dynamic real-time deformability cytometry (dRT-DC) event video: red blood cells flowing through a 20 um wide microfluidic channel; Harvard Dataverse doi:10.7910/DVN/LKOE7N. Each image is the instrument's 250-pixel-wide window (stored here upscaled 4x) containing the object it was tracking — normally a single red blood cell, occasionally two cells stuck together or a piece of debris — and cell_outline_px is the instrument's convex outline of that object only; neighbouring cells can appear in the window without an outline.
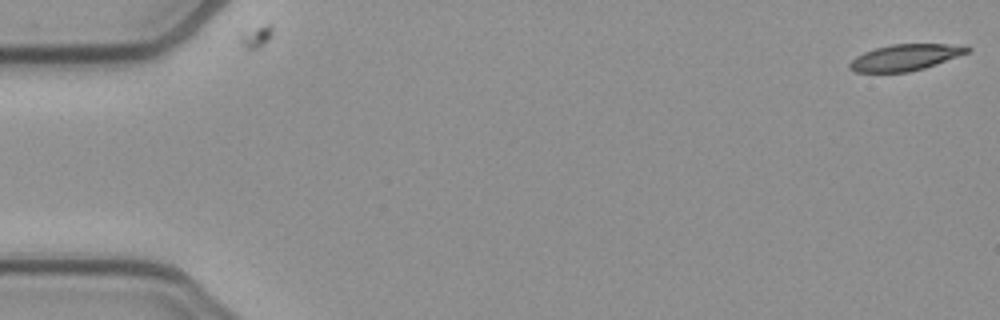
{"species": "common noctule bat (a hibernating species)", "species_latin": "Nyctalus noctula", "temperature_condition": "cold", "stored_images_in_passage": 2, "camera_frame_rate_fps": 3000, "um_per_image_px": 0.085, "animal": {"sex": "female", "body_mass_g": 21.9}, "frame": {"image": 1, "passage_image": 1, "time_ms": 0.0, "image_size_px": [1000, 320], "cell_outline_px": [[972, 48], [968, 52], [936, 64], [924, 68], [908, 72], [856, 72], [848, 68], [848, 64], [856, 56], [864, 52], [876, 48], [892, 44], [968, 44]], "centroid_in_image_um": [76.97, 4.87], "position_along_channel_um": 8.0, "area_um2": 18.03}}